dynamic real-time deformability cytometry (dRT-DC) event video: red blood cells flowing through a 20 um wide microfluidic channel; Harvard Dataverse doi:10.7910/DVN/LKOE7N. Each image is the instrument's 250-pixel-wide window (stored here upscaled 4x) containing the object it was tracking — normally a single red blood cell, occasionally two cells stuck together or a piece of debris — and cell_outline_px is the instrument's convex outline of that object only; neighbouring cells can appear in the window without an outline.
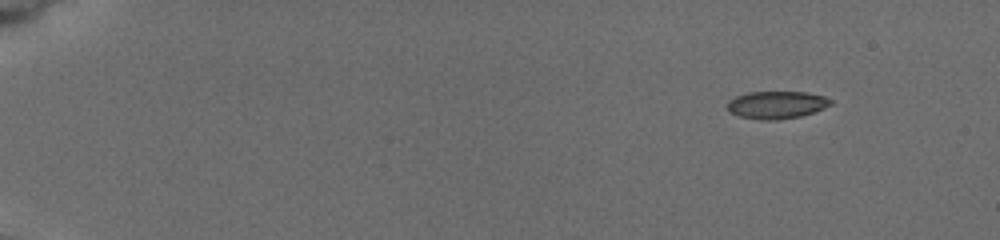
{"species": "common noctule bat (a hibernating species)", "species_latin": "Nyctalus noctula", "temperature_condition": "cold", "stored_images_in_passage": 12, "camera_frame_rate_fps": 3000, "um_per_image_px": 0.085, "animal": {"sex": "female", "body_mass_g": 19.5, "forearm_length_mm": 54.1}, "frame": {"image": 1, "passage_image": 1, "time_ms": 0.0, "image_size_px": [1000, 240], "cell_outline_px": [[832, 104], [824, 108], [800, 116], [776, 120], [760, 120], [740, 116], [728, 112], [728, 100], [736, 96], [748, 92], [804, 92], [824, 96], [832, 100]], "centroid_in_image_um": [65.99, 8.91], "position_along_channel_um": 19.0, "area_um2": 16.53}}
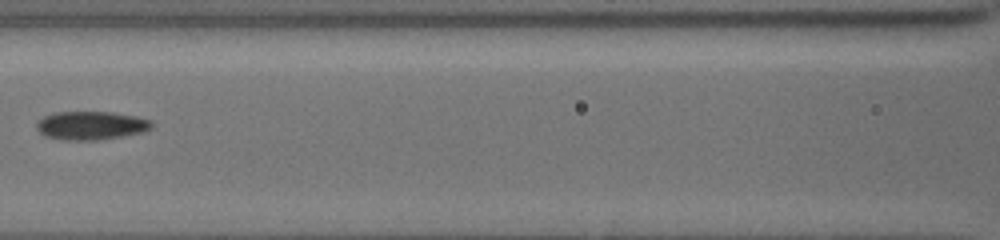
{"frame": {"image": 2, "passage_image": 9, "time_ms": 7.333, "image_size_px": [1000, 240], "cell_outline_px": [[152, 128], [144, 132], [124, 136], [96, 140], [60, 140], [44, 136], [36, 128], [36, 124], [44, 116], [56, 112], [112, 112], [136, 116], [152, 120]], "centroid_in_image_um": [7.75, 10.67], "position_along_channel_um": 158.8, "area_um2": 19.25}}
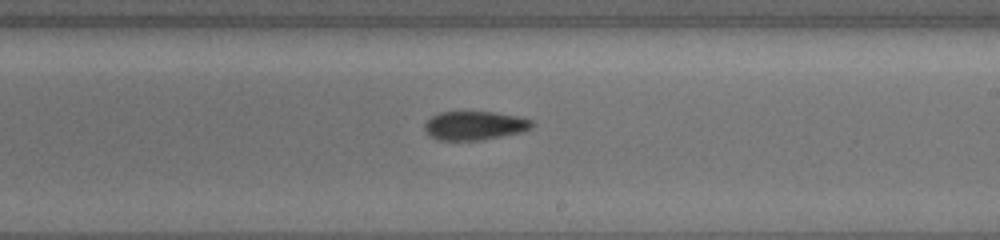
{"frame": {"image": 3, "passage_image": 12, "time_ms": 9.667, "image_size_px": [1000, 240], "cell_outline_px": [[536, 124], [532, 128], [524, 132], [484, 140], [440, 140], [432, 136], [424, 128], [424, 124], [432, 116], [440, 112], [496, 112], [520, 116], [532, 120]], "centroid_in_image_um": [40.44, 10.67], "position_along_channel_um": 248.6, "area_um2": 18.21}}